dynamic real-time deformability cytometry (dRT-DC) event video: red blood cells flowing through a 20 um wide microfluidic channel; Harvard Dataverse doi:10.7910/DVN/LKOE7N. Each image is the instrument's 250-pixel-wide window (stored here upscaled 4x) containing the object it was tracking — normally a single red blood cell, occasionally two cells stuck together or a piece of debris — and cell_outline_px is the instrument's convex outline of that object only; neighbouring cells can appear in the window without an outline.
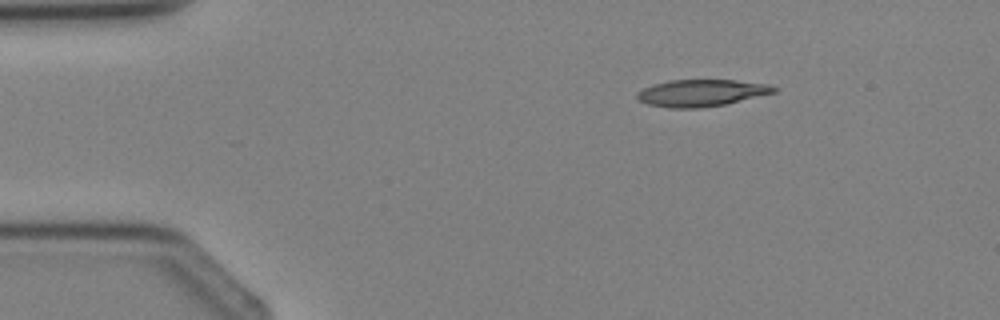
{"species": "Egyptian fruit bat (a non-hibernating species)", "species_latin": "Rousettus aegyptiacus", "temperature_condition": "cold", "stored_images_in_passage": 3, "camera_frame_rate_fps": 3000, "um_per_image_px": 0.085, "animal": {"sex": "female"}, "frame": {"image": 1, "passage_image": 2, "time_ms": 1.333, "image_size_px": [1000, 320], "cell_outline_px": [[780, 88], [776, 92], [724, 104], [696, 108], [668, 108], [648, 104], [640, 100], [636, 96], [636, 92], [652, 84], [668, 80], [736, 80], [768, 84]], "centroid_in_image_um": [59.61, 7.89], "position_along_channel_um": 25.4, "area_um2": 21.39}}